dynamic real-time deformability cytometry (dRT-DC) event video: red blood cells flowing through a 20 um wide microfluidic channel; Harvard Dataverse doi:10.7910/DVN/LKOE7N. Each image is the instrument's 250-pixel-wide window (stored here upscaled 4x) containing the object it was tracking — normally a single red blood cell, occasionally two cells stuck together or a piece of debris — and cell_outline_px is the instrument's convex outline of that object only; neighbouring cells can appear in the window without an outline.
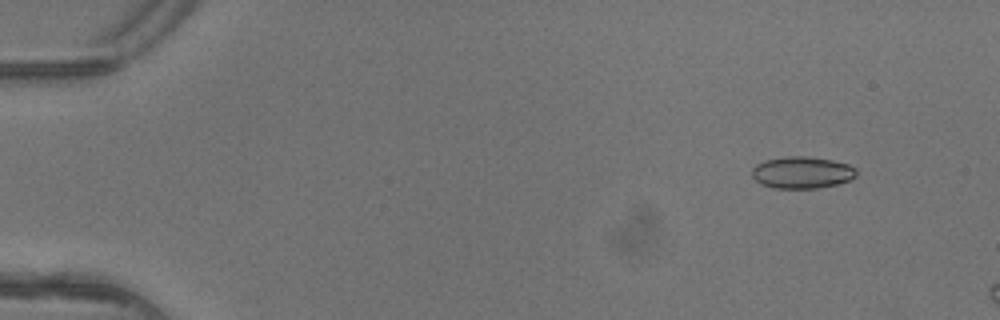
{"species": "common noctule bat (a hibernating species)", "species_latin": "Nyctalus noctula", "temperature_condition": "warm", "stored_images_in_passage": 4, "camera_frame_rate_fps": 3000, "um_per_image_px": 0.085, "animal": {"sex": "female"}, "frame": {"image": 1, "passage_image": 2, "time_ms": 0.333, "image_size_px": [1000, 320], "cell_outline_px": [[856, 176], [848, 180], [836, 184], [816, 188], [776, 188], [760, 184], [752, 176], [752, 168], [756, 164], [764, 160], [788, 156], [808, 156], [832, 160], [848, 164], [856, 168]], "centroid_in_image_um": [68.15, 14.65], "position_along_channel_um": 16.9, "area_um2": 19.36}}